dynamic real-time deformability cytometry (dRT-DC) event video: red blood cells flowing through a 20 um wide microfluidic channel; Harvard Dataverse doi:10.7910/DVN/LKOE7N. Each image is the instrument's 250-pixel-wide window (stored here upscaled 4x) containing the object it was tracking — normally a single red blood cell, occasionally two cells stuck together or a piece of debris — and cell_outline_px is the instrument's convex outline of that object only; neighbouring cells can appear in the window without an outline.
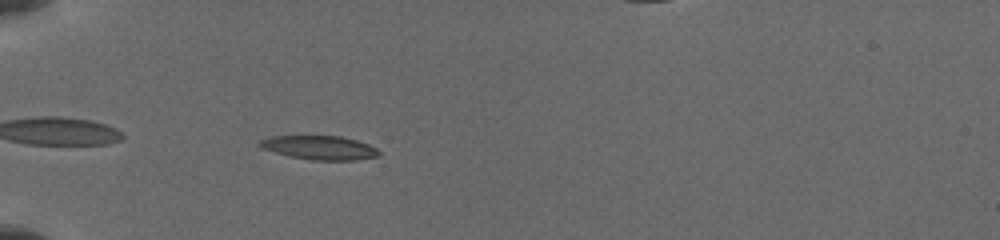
{"species": "common noctule bat (a hibernating species)", "species_latin": "Nyctalus noctula", "temperature_condition": "cold", "stored_images_in_passage": 27, "camera_frame_rate_fps": 3000, "um_per_image_px": 0.085, "animal": {"sex": "female", "body_mass_g": 19.5, "forearm_length_mm": 54.1}, "frame": {"image": 1, "passage_image": 3, "time_ms": 0.667, "image_size_px": [1000, 240], "cell_outline_px": [[380, 156], [356, 160], [312, 160], [292, 156], [260, 148], [256, 144], [260, 140], [272, 136], [340, 136], [356, 140], [368, 144], [376, 148], [380, 152]], "centroid_in_image_um": [27.17, 12.55], "position_along_channel_um": 57.8, "area_um2": 16.53}}
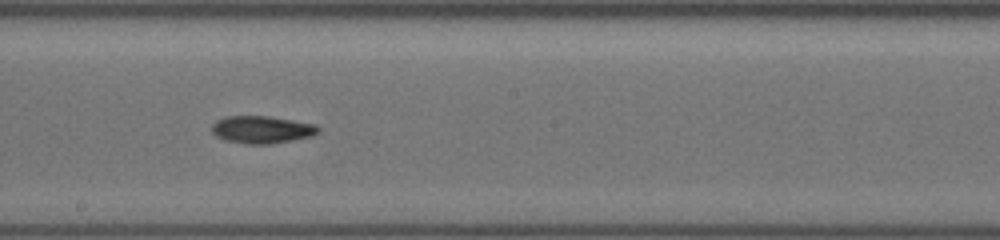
{"frame": {"image": 2, "passage_image": 17, "time_ms": 5.333, "image_size_px": [1000, 240], "cell_outline_px": [[320, 132], [312, 136], [272, 144], [248, 144], [224, 140], [216, 136], [212, 132], [212, 124], [216, 120], [224, 116], [268, 116], [316, 124], [320, 128]], "centroid_in_image_um": [22.26, 11.01], "position_along_channel_um": 225.9, "area_um2": 17.17}}
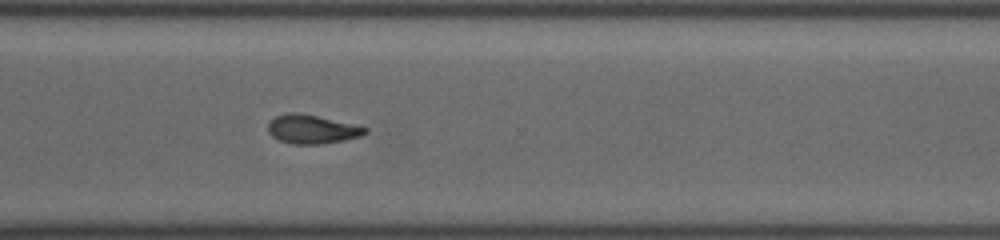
{"frame": {"image": 3, "passage_image": 26, "time_ms": 8.333, "image_size_px": [1000, 240], "cell_outline_px": [[368, 132], [360, 136], [320, 144], [292, 144], [280, 140], [272, 136], [268, 132], [268, 124], [276, 116], [292, 112], [296, 112], [316, 116], [368, 128]], "centroid_in_image_um": [26.48, 10.99], "position_along_channel_um": 344.1, "area_um2": 15.84}}